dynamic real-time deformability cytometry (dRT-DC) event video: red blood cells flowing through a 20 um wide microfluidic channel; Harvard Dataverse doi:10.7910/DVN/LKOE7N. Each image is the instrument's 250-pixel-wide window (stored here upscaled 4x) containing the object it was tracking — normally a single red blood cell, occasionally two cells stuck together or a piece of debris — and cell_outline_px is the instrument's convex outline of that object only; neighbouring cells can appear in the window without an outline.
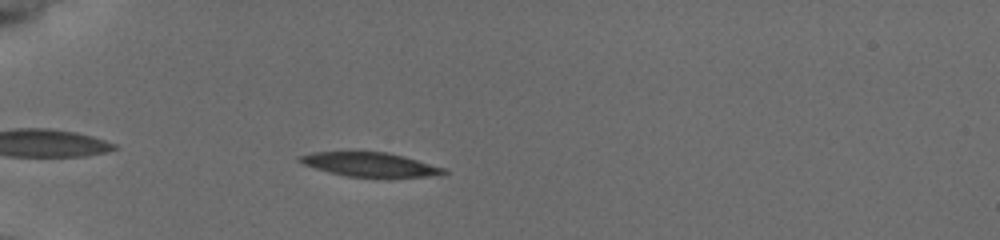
{"species": "common noctule bat (a hibernating species)", "species_latin": "Nyctalus noctula", "temperature_condition": "cold", "stored_images_in_passage": 38, "camera_frame_rate_fps": 3000, "um_per_image_px": 0.085, "animal": {"sex": "female", "body_mass_g": 19.5, "forearm_length_mm": 54.1}, "frame": {"image": 1, "passage_image": 5, "time_ms": 1.333, "image_size_px": [1000, 240], "cell_outline_px": [[448, 172], [428, 176], [388, 180], [348, 176], [328, 172], [304, 164], [296, 160], [296, 156], [312, 152], [388, 152], [404, 156], [448, 168]], "centroid_in_image_um": [31.51, 14.02], "position_along_channel_um": 53.5, "area_um2": 21.1}}
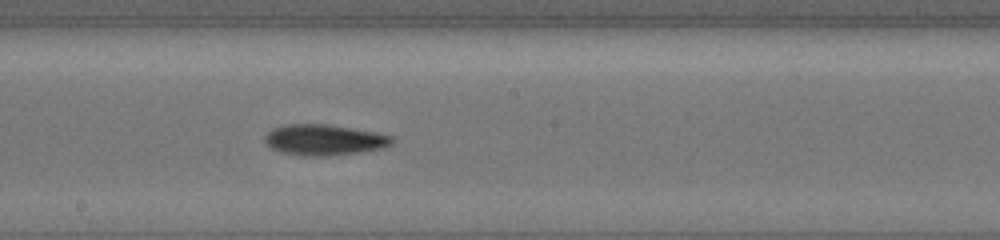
{"frame": {"image": 2, "passage_image": 20, "time_ms": 6.333, "image_size_px": [1000, 240], "cell_outline_px": [[392, 144], [384, 148], [360, 152], [328, 156], [300, 156], [280, 152], [272, 148], [264, 140], [264, 136], [272, 128], [284, 124], [324, 124], [352, 128], [392, 136]], "centroid_in_image_um": [27.51, 11.9], "position_along_channel_um": 220.7, "area_um2": 22.83}}
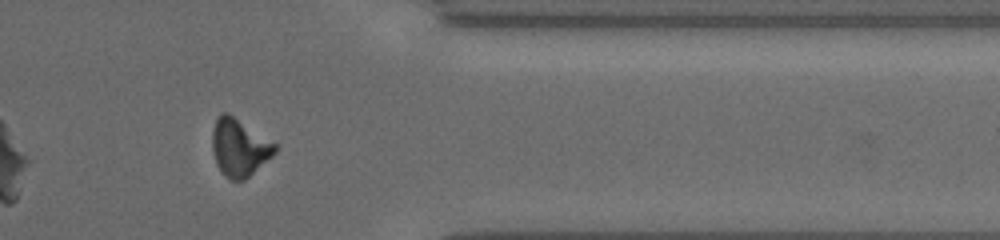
{"frame": {"image": 3, "passage_image": 34, "time_ms": 11.0, "image_size_px": [1000, 240], "cell_outline_px": [[276, 152], [272, 156], [244, 180], [232, 180], [224, 176], [216, 164], [212, 148], [212, 132], [216, 120], [220, 112], [228, 112], [276, 144]], "centroid_in_image_um": [20.32, 12.53], "position_along_channel_um": 391.1, "area_um2": 20.81}, "authors_computed_cell_mechanics": {"area_um2": 21.675, "velocity_mm_per_s": 3.8299, "shape_relaxation_time_tau1_ms": 3.3366, "shape_relaxation_time_tau2_ms": null, "deformation_change_tau1": 0.1273, "deformation_change_tau2": null}}